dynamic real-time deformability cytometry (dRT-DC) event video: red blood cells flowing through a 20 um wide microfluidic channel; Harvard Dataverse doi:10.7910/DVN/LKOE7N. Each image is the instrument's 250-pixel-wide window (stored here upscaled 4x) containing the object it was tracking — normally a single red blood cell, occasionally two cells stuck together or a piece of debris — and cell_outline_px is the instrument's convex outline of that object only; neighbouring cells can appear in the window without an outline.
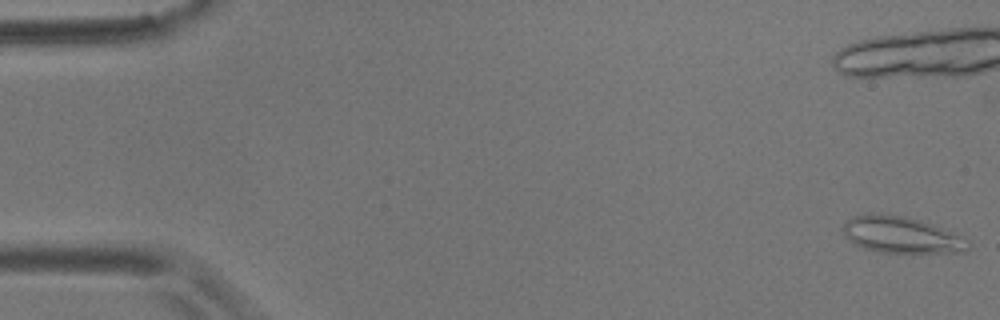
{"species": "common noctule bat (a hibernating species)", "species_latin": "Nyctalus noctula", "temperature_condition": "room temperature", "stored_images_in_passage": 22, "camera_frame_rate_fps": 3000, "um_per_image_px": 0.085, "animal": {"sex": "male", "body_mass_g": 17.9}, "frame": {"image": 1, "passage_image": 1, "time_ms": 0.0, "image_size_px": [1000, 320], "cell_outline_px": [[972, 244], [968, 252], [880, 252], [864, 248], [848, 240], [844, 236], [840, 228], [852, 216], [868, 212], [876, 212], [904, 216], [924, 220]], "centroid_in_image_um": [76.52, 19.94], "position_along_channel_um": 8.5, "area_um2": 26.59}}